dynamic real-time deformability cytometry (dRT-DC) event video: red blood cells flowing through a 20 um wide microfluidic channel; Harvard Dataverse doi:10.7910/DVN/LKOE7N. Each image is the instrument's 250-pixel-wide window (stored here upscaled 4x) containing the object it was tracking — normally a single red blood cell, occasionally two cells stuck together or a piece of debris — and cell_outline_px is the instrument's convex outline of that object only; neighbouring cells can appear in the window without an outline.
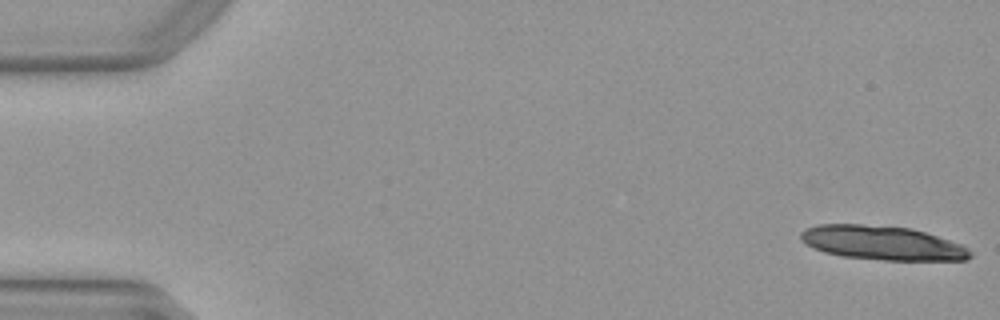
{"species": "Egyptian fruit bat (a non-hibernating species)", "species_latin": "Rousettus aegyptiacus", "temperature_condition": "warm", "stored_images_in_passage": 15, "camera_frame_rate_fps": 3000, "um_per_image_px": 0.085, "animal": {"sex": "female"}, "frame": {"image": 1, "passage_image": 1, "time_ms": 0.0, "image_size_px": [1000, 320], "cell_outline_px": [[972, 256], [968, 260], [884, 260], [844, 256], [824, 252], [800, 240], [800, 232], [816, 224], [860, 224], [912, 228], [960, 244], [968, 248], [972, 252]], "centroid_in_image_um": [75.0, 20.64], "position_along_channel_um": 10.0, "area_um2": 33.41}}